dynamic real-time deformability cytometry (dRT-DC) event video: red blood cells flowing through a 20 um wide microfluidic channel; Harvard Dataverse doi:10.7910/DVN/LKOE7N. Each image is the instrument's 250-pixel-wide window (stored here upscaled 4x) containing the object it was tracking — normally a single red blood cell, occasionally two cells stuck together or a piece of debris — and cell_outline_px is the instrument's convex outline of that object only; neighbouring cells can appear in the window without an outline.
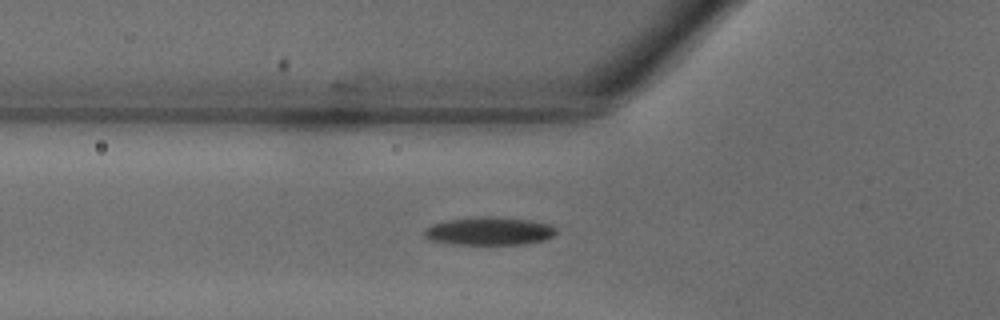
{"species": "common noctule bat (a hibernating species)", "species_latin": "Nyctalus noctula", "temperature_condition": "warm", "stored_images_in_passage": 29, "camera_frame_rate_fps": 3000, "um_per_image_px": 0.085, "animal": {"sex": "male", "body_mass_g": 18.8}, "frame": {"image": 1, "passage_image": 5, "time_ms": 1.333, "image_size_px": [1000, 320], "cell_outline_px": [[556, 232], [548, 240], [524, 244], [452, 244], [432, 240], [424, 236], [424, 228], [432, 224], [448, 220], [480, 216], [500, 216], [532, 220], [548, 224], [556, 228]], "centroid_in_image_um": [41.61, 19.63], "position_along_channel_um": 84.2, "area_um2": 21.79}}
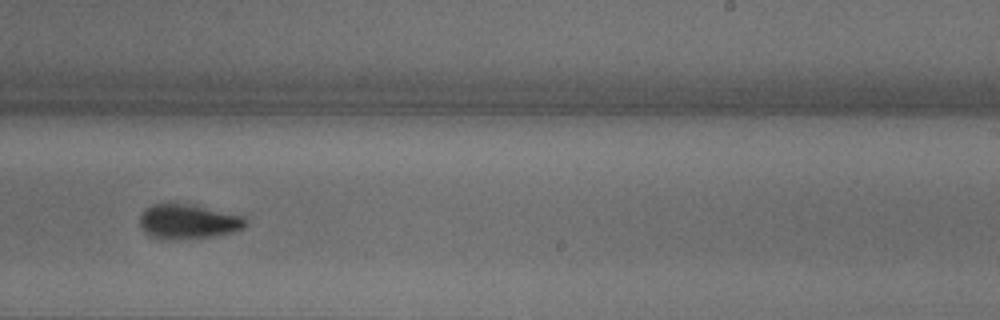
{"frame": {"image": 2, "passage_image": 16, "time_ms": 5.0, "image_size_px": [1000, 320], "cell_outline_px": [[248, 220], [244, 228], [232, 232], [212, 236], [176, 240], [160, 240], [148, 236], [140, 228], [140, 216], [152, 204], [188, 204], [244, 216]], "centroid_in_image_um": [15.97, 18.87], "position_along_channel_um": 273.0, "area_um2": 21.39}}
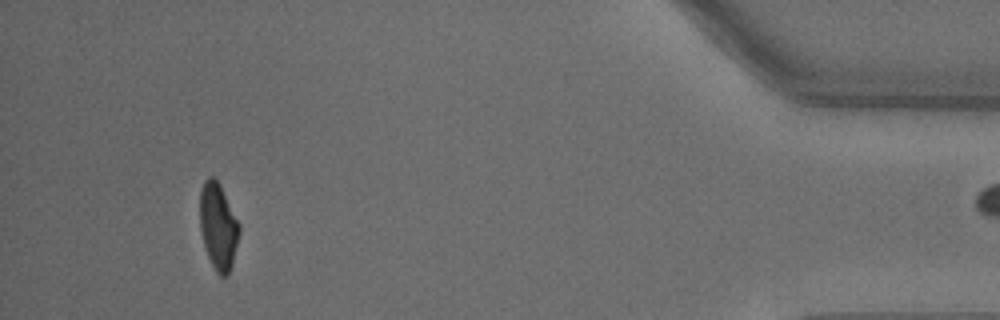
{"frame": {"image": 3, "passage_image": 28, "time_ms": 9.0, "image_size_px": [1000, 320], "cell_outline_px": [[240, 232], [232, 264], [228, 276], [220, 276], [216, 272], [208, 256], [204, 244], [200, 228], [200, 192], [204, 180], [208, 176], [212, 176], [220, 184], [240, 224]], "centroid_in_image_um": [18.55, 19.23], "position_along_channel_um": 416.6, "area_um2": 19.83}}